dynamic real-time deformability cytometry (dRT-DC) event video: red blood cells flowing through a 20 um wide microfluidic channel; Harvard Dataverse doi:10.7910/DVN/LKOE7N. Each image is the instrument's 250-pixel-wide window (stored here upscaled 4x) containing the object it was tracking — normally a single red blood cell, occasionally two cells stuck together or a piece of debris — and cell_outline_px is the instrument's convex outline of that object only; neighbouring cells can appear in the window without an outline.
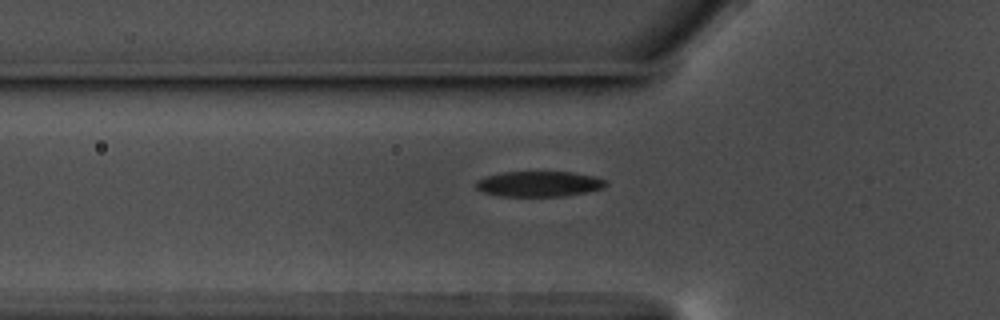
{"species": "common noctule bat (a hibernating species)", "species_latin": "Nyctalus noctula", "temperature_condition": "warm", "stored_images_in_passage": 41, "camera_frame_rate_fps": 3000, "um_per_image_px": 0.085, "animal": {"sex": "male", "body_mass_g": 17.5, "forearm_length_mm": 52.3}, "frame": {"image": 1, "passage_image": 10, "time_ms": 3.0, "image_size_px": [1000, 320], "cell_outline_px": [[608, 184], [604, 188], [584, 192], [560, 196], [504, 196], [484, 192], [476, 188], [476, 180], [488, 176], [504, 172], [572, 172], [592, 176], [608, 180]], "centroid_in_image_um": [45.84, 15.63], "position_along_channel_um": 80.0, "area_um2": 19.02}}
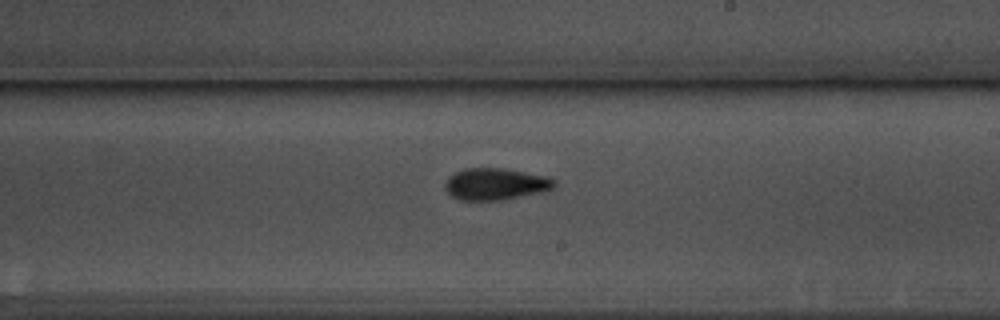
{"frame": {"image": 2, "passage_image": 24, "time_ms": 7.667, "image_size_px": [1000, 320], "cell_outline_px": [[556, 188], [540, 192], [504, 200], [460, 200], [452, 196], [444, 188], [444, 184], [448, 176], [464, 168], [500, 168], [548, 176], [556, 180]], "centroid_in_image_um": [42.12, 15.64], "position_along_channel_um": 246.9, "area_um2": 20.35}}
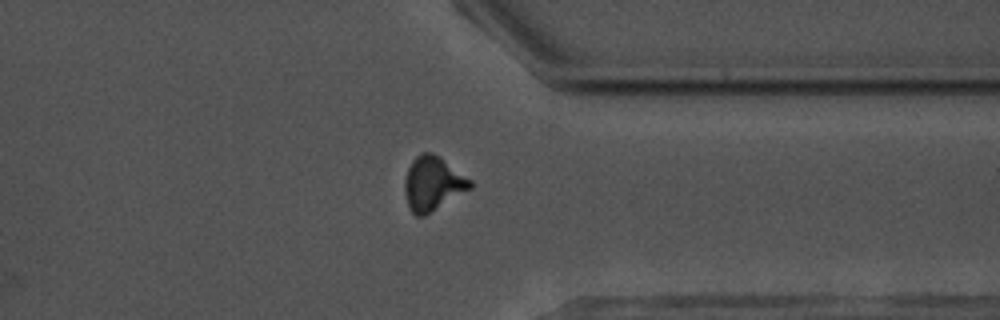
{"frame": {"image": 3, "passage_image": 35, "time_ms": 11.333, "image_size_px": [1000, 320], "cell_outline_px": [[472, 188], [424, 216], [416, 216], [412, 212], [408, 204], [404, 188], [404, 180], [408, 168], [412, 160], [420, 152], [432, 152], [440, 156], [472, 180]], "centroid_in_image_um": [36.79, 15.58], "position_along_channel_um": 374.6, "area_um2": 20.69}}